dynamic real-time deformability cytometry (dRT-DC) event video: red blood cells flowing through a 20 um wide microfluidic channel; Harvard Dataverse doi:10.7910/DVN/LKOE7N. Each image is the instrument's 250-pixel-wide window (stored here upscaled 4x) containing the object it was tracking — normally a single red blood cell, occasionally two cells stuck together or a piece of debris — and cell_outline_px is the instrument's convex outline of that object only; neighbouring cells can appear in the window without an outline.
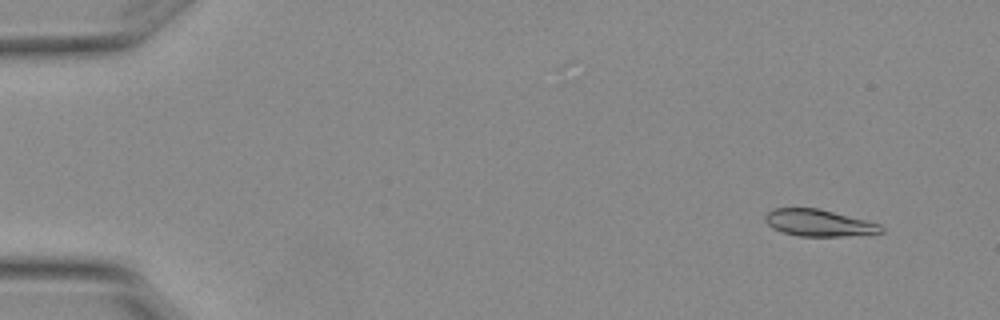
{"species": "Egyptian fruit bat (a non-hibernating species)", "species_latin": "Rousettus aegyptiacus", "temperature_condition": "warm", "stored_images_in_passage": 4, "camera_frame_rate_fps": 3000, "um_per_image_px": 0.085, "animal": {"sex": "female"}, "frame": {"image": 1, "passage_image": 1, "time_ms": 0.0, "image_size_px": [1000, 320], "cell_outline_px": [[884, 232], [840, 236], [800, 236], [784, 232], [772, 228], [764, 220], [764, 216], [768, 212], [776, 208], [816, 208], [880, 224], [884, 228]], "centroid_in_image_um": [69.56, 18.95], "position_along_channel_um": 15.4, "area_um2": 17.69}}
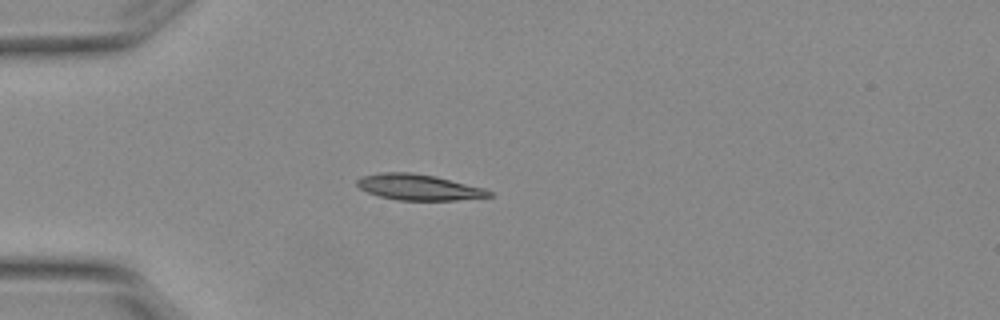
{"frame": {"image": 2, "passage_image": 4, "time_ms": 1.0, "image_size_px": [1000, 320], "cell_outline_px": [[492, 196], [456, 200], [400, 200], [380, 196], [368, 192], [360, 188], [356, 184], [356, 180], [364, 176], [380, 172], [412, 172], [436, 176], [484, 188], [492, 192]], "centroid_in_image_um": [35.59, 15.9], "position_along_channel_um": 49.4, "area_um2": 19.77}}